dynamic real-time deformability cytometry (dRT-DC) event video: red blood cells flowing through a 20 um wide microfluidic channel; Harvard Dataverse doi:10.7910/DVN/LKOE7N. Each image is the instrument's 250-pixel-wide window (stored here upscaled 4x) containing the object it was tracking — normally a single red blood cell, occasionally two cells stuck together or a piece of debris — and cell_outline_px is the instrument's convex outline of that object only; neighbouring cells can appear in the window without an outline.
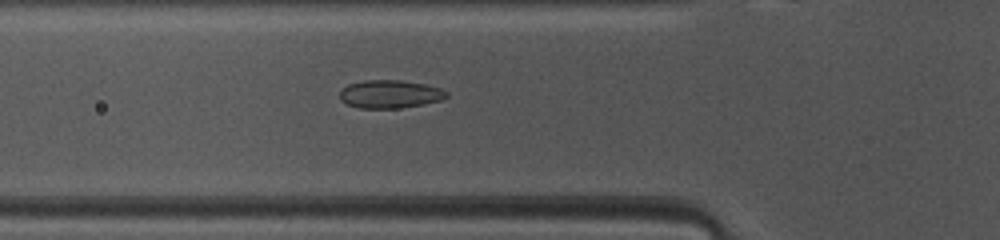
{"species": "common noctule bat (a hibernating species)", "species_latin": "Nyctalus noctula", "temperature_condition": "warm", "stored_images_in_passage": 47, "camera_frame_rate_fps": 3000, "um_per_image_px": 0.085, "animal": {"sex": "female", "body_mass_g": 10.0, "forearm_length_mm": 53.1}, "frame": {"image": 1, "passage_image": 15, "time_ms": 4.667, "image_size_px": [1000, 240], "cell_outline_px": [[448, 96], [440, 100], [424, 104], [400, 108], [360, 108], [348, 104], [340, 100], [340, 88], [348, 84], [364, 80], [400, 80], [424, 84], [440, 88], [448, 92]], "centroid_in_image_um": [33.12, 7.99], "position_along_channel_um": 92.7, "area_um2": 17.51}}
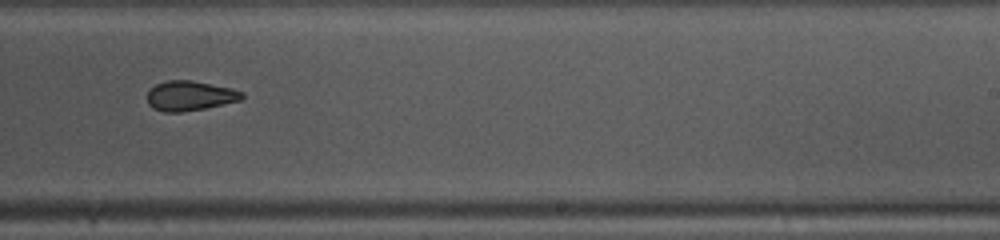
{"frame": {"image": 2, "passage_image": 28, "time_ms": 9.0, "image_size_px": [1000, 240], "cell_outline_px": [[244, 96], [240, 100], [204, 108], [184, 112], [164, 112], [152, 108], [148, 104], [148, 92], [156, 84], [168, 80], [192, 80], [232, 88], [244, 92]], "centroid_in_image_um": [16.14, 8.14], "position_along_channel_um": 272.9, "area_um2": 16.42}}
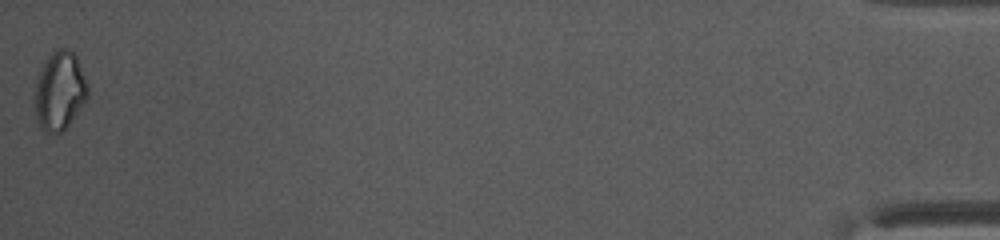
{"frame": {"image": 3, "passage_image": 47, "time_ms": 15.333, "image_size_px": [1000, 240], "cell_outline_px": [[88, 96], [64, 132], [44, 132], [40, 128], [36, 116], [32, 100], [36, 84], [40, 72], [48, 56], [56, 48], [68, 48], [76, 56], [88, 84]], "centroid_in_image_um": [5.05, 7.74], "position_along_channel_um": 430.1, "area_um2": 24.39}, "authors_computed_cell_mechanics": {"area_um2": 17.7446, "velocity_mm_per_s": 4.1468, "shape_relaxation_time_tau1_ms": 10.3714, "shape_relaxation_time_tau2_ms": 2.5191, "deformation_change_tau1": 0.1397, "deformation_change_tau2": 0.0512}}